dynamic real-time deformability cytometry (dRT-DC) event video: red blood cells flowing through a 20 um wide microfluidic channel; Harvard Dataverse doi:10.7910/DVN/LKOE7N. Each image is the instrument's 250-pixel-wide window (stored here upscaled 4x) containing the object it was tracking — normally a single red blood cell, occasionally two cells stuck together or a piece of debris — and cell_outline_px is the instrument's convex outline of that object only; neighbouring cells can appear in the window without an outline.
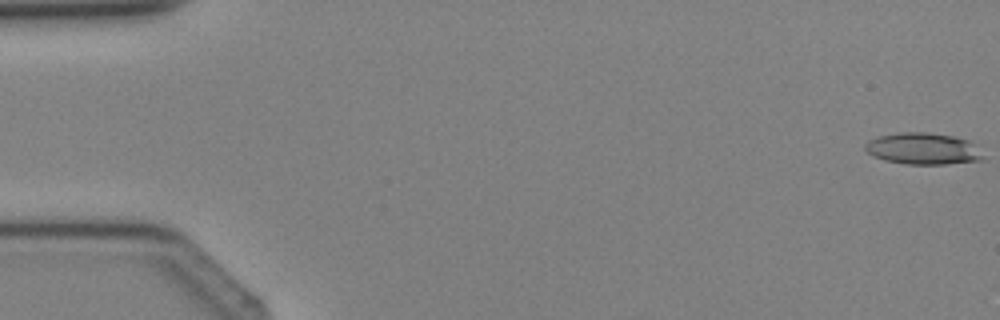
{"species": "Egyptian fruit bat (a non-hibernating species)", "species_latin": "Rousettus aegyptiacus", "temperature_condition": "cold", "stored_images_in_passage": 4, "segment_of_instrument_passage": [2, 2], "camera_frame_rate_fps": 3000, "um_per_image_px": 0.085, "animal": {"sex": "female"}, "frame": {"image": 1, "passage_image": 4, "time_ms": 4.333, "image_size_px": [1000, 320], "cell_outline_px": [[984, 160], [944, 164], [904, 164], [884, 160], [872, 156], [864, 148], [864, 144], [868, 140], [876, 136], [900, 132], [928, 132], [956, 136], [972, 140], [984, 156]], "centroid_in_image_um": [78.47, 12.62], "position_along_channel_um": 6.5, "area_um2": 22.2}}